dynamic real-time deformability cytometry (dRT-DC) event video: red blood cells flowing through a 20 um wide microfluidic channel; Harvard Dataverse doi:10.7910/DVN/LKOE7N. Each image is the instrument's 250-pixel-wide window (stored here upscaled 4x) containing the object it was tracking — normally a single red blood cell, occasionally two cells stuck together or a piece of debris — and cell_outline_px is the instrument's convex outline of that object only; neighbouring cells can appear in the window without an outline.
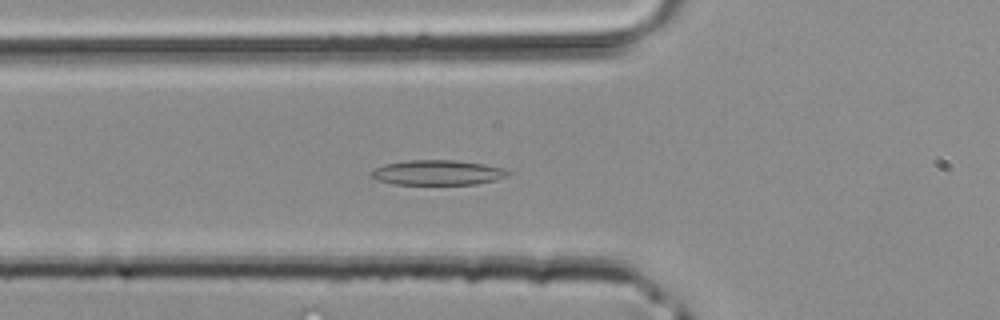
{"species": "common noctule bat (a hibernating species)", "species_latin": "Nyctalus noctula", "temperature_condition": "room temperature", "stored_images_in_passage": 33, "camera_frame_rate_fps": 3000, "um_per_image_px": 0.085, "animal": {"sex": "male", "body_mass_g": 20.4}, "frame": {"image": 1, "passage_image": 7, "time_ms": 2.0, "image_size_px": [1000, 320], "cell_outline_px": [[512, 172], [508, 176], [496, 180], [476, 184], [392, 184], [376, 180], [372, 176], [372, 172], [376, 168], [384, 164], [404, 160], [456, 160], [484, 164], [504, 168]], "centroid_in_image_um": [37.23, 14.66], "position_along_channel_um": 88.6, "area_um2": 20.0}}
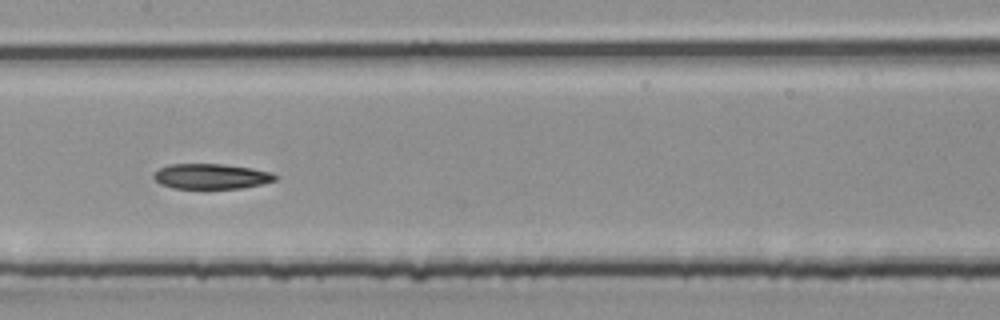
{"frame": {"image": 2, "passage_image": 13, "time_ms": 4.0, "image_size_px": [1000, 320], "cell_outline_px": [[276, 180], [260, 184], [240, 188], [172, 188], [160, 184], [152, 176], [160, 168], [168, 164], [220, 164], [252, 168], [272, 172], [276, 176]], "centroid_in_image_um": [17.93, 14.98], "position_along_channel_um": 189.5, "area_um2": 17.69}}
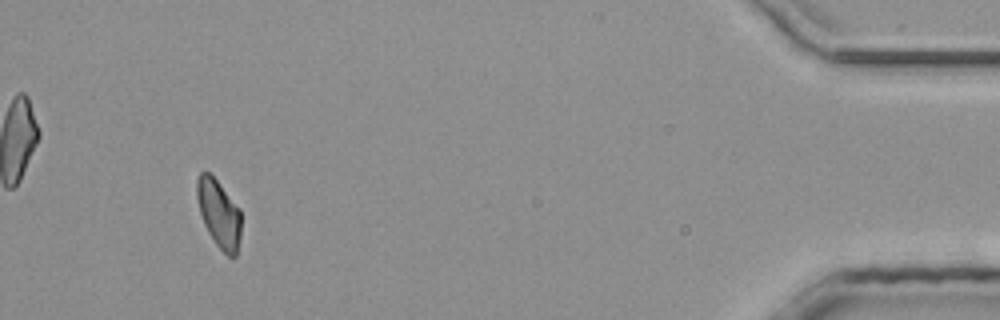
{"frame": {"image": 3, "passage_image": 31, "time_ms": 10.0, "image_size_px": [1000, 320], "cell_outline_px": [[240, 236], [236, 256], [232, 260], [216, 244], [208, 232], [204, 224], [200, 212], [196, 196], [196, 180], [200, 172], [208, 172], [216, 180], [240, 208]], "centroid_in_image_um": [18.6, 18.17], "position_along_channel_um": 416.6, "area_um2": 17.4}}